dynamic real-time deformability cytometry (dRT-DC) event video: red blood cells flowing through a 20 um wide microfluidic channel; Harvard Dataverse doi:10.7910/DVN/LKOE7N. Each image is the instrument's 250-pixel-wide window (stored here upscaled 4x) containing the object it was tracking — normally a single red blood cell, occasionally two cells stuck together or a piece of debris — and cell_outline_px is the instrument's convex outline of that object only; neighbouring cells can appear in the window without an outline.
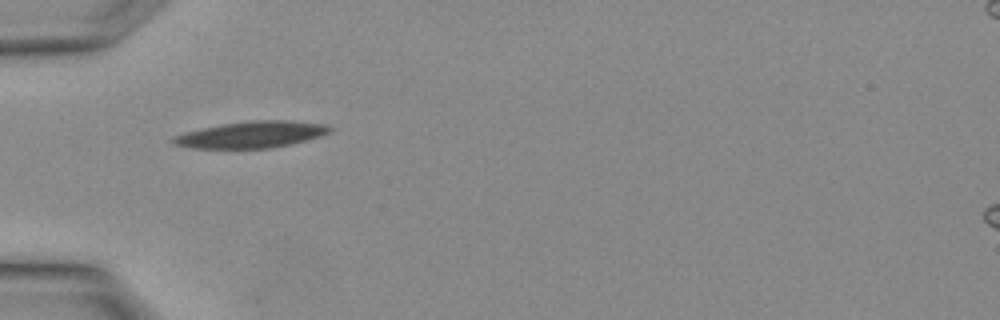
{"species": "Egyptian fruit bat (a non-hibernating species)", "species_latin": "Rousettus aegyptiacus", "temperature_condition": "warm", "stored_images_in_passage": 2, "camera_frame_rate_fps": 3000, "um_per_image_px": 0.085, "animal": {"sex": "female"}, "frame": {"image": 1, "passage_image": 2, "time_ms": 0.333, "image_size_px": [1000, 320], "cell_outline_px": [[332, 132], [308, 140], [292, 144], [272, 148], [192, 148], [172, 144], [168, 140], [172, 136], [184, 132], [224, 124], [252, 120], [288, 120], [328, 124], [332, 128]], "centroid_in_image_um": [21.39, 11.44], "position_along_channel_um": 63.6, "area_um2": 24.45}}